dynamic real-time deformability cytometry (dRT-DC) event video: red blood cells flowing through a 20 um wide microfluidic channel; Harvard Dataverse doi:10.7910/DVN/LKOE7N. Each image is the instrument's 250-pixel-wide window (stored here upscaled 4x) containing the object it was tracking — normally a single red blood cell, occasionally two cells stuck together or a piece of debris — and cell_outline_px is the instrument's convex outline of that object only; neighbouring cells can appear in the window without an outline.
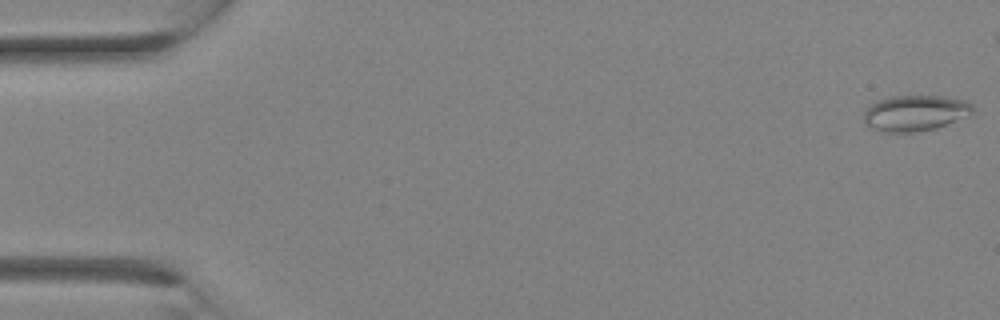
{"species": "Egyptian fruit bat (a non-hibernating species)", "species_latin": "Rousettus aegyptiacus", "temperature_condition": "room temperature", "stored_images_in_passage": 15, "camera_frame_rate_fps": 3000, "um_per_image_px": 0.085, "animal": {"sex": "female"}, "frame": {"image": 1, "passage_image": 1, "time_ms": 0.0, "image_size_px": [1000, 320], "cell_outline_px": [[972, 116], [936, 128], [912, 132], [888, 132], [872, 128], [864, 124], [864, 112], [872, 104], [880, 100], [892, 96], [944, 96], [968, 100], [972, 104]], "centroid_in_image_um": [77.85, 9.61], "position_along_channel_um": 7.1, "area_um2": 22.83}}
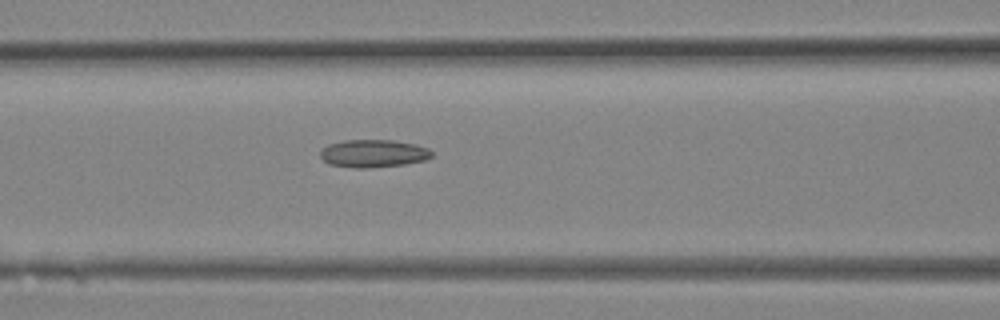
{"frame": {"image": 2, "passage_image": 13, "time_ms": 4.0, "image_size_px": [1000, 320], "cell_outline_px": [[432, 156], [424, 160], [404, 164], [368, 168], [352, 168], [328, 164], [320, 156], [320, 152], [328, 144], [344, 140], [392, 140], [416, 144], [428, 148], [432, 152]], "centroid_in_image_um": [31.72, 13.04], "position_along_channel_um": 134.9, "area_um2": 18.03}}
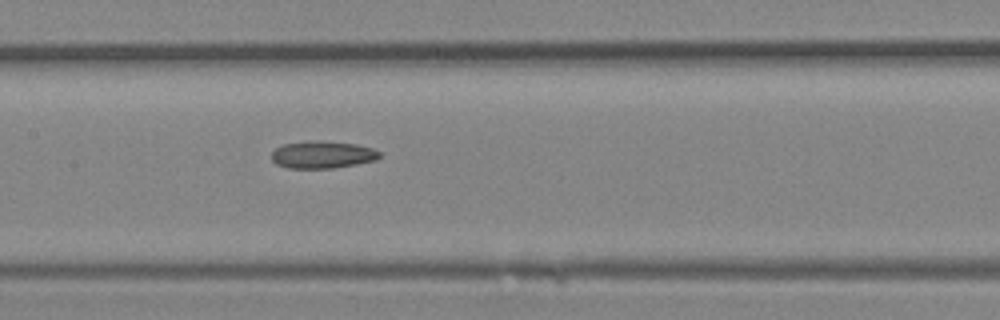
{"frame": {"image": 3, "passage_image": 15, "time_ms": 4.667, "image_size_px": [1000, 320], "cell_outline_px": [[380, 156], [376, 160], [356, 164], [332, 168], [288, 168], [276, 164], [272, 160], [272, 152], [276, 148], [284, 144], [312, 140], [316, 140], [356, 144], [372, 148], [380, 152]], "centroid_in_image_um": [27.4, 13.14], "position_along_channel_um": 180.0, "area_um2": 17.11}}